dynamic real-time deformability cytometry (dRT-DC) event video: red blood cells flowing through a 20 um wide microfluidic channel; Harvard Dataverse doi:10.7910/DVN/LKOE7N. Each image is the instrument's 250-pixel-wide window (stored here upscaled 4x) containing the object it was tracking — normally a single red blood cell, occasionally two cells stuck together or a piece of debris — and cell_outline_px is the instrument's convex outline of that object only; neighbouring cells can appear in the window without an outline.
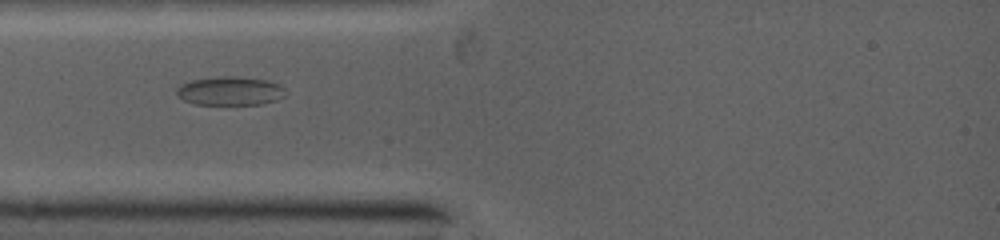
{"species": "common noctule bat (a hibernating species)", "species_latin": "Nyctalus noctula", "temperature_condition": "warm", "stored_images_in_passage": 2, "camera_frame_rate_fps": 5000, "um_per_image_px": 0.085, "animal": {"sex": "female", "body_mass_g": 19.0, "forearm_length_mm": 53.3}, "frame": {"image": 1, "passage_image": 1, "time_ms": 0.0, "image_size_px": [1000, 240], "cell_outline_px": [[284, 96], [276, 100], [260, 104], [196, 104], [184, 100], [176, 92], [184, 84], [192, 80], [264, 80], [276, 84], [280, 88]], "centroid_in_image_um": [19.54, 7.82], "position_along_channel_um": 65.5, "area_um2": 16.24}}
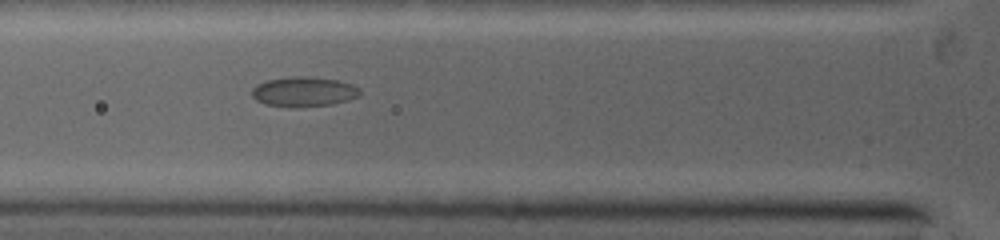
{"frame": {"image": 2, "passage_image": 2, "time_ms": 0.8, "image_size_px": [1000, 240], "cell_outline_px": [[360, 96], [332, 104], [268, 104], [256, 100], [252, 96], [252, 88], [256, 84], [268, 80], [336, 80], [348, 84], [356, 88], [360, 92]], "centroid_in_image_um": [25.8, 7.82], "position_along_channel_um": 100.0, "area_um2": 16.42}}